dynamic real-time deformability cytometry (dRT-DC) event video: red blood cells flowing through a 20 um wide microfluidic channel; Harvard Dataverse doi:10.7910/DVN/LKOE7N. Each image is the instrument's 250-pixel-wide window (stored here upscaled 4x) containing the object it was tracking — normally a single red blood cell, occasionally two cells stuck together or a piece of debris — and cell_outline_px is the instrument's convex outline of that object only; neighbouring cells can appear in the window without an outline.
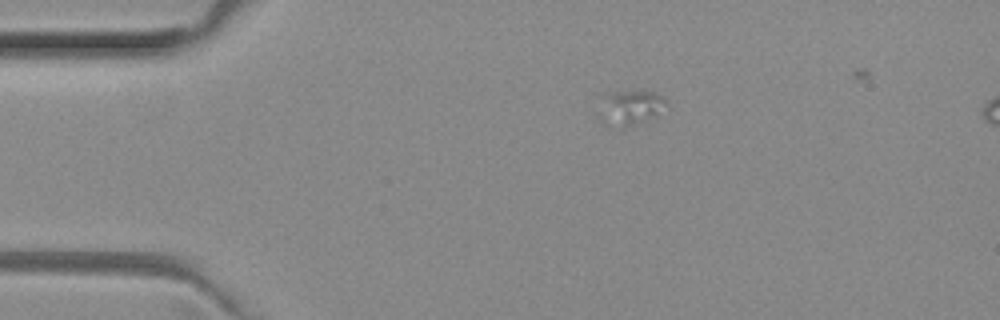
{"species": "common noctule bat (a hibernating species)", "species_latin": "Nyctalus noctula", "temperature_condition": "room temperature", "stored_images_in_passage": 26, "camera_frame_rate_fps": 3000, "um_per_image_px": 0.085, "animal": {"sex": "female", "body_mass_g": 29.2, "forearm_length_mm": 56.3}, "frame": {"image": 1, "passage_image": 11, "time_ms": 3.333, "image_size_px": [1000, 320], "cell_outline_px": [[668, 100], [656, 116], [624, 128], [620, 128], [604, 124], [604, 120], [612, 92], [652, 92]], "centroid_in_image_um": [53.76, 9.19], "position_along_channel_um": 31.2, "area_um2": 12.02}}